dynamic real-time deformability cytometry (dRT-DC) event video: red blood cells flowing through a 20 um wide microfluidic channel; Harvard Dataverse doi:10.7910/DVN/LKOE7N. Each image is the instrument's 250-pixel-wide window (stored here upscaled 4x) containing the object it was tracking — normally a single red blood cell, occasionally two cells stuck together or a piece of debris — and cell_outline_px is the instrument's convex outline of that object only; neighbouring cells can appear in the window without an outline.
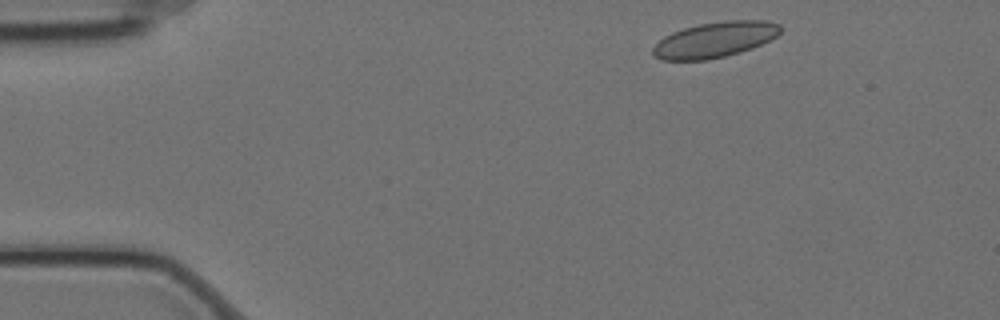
{"species": "Egyptian fruit bat (a non-hibernating species)", "species_latin": "Rousettus aegyptiacus", "temperature_condition": "cold", "stored_images_in_passage": 8, "camera_frame_rate_fps": 3000, "um_per_image_px": 0.085, "animal": {"sex": "female"}, "frame": {"image": 1, "passage_image": 1, "time_ms": 0.0, "image_size_px": [1000, 320], "cell_outline_px": [[780, 32], [776, 36], [752, 48], [740, 52], [708, 60], [660, 60], [652, 52], [652, 48], [664, 36], [672, 32], [684, 28], [700, 24], [728, 20], [764, 20], [780, 24]], "centroid_in_image_um": [60.75, 3.37], "position_along_channel_um": 24.3, "area_um2": 26.18}}
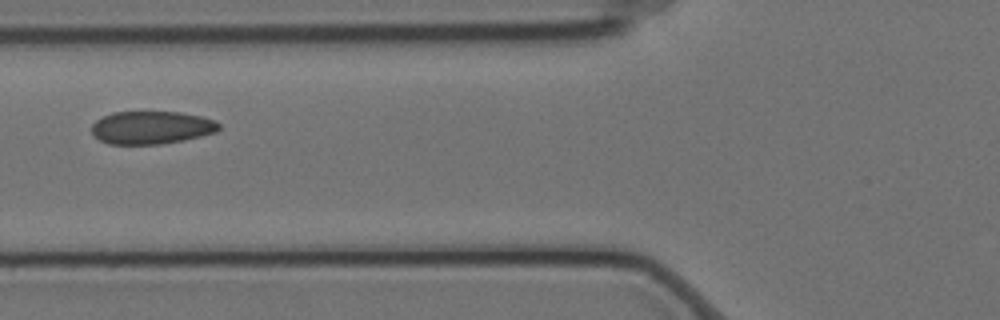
{"frame": {"image": 2, "passage_image": 5, "time_ms": 1.333, "image_size_px": [1000, 320], "cell_outline_px": [[220, 128], [216, 132], [184, 140], [160, 144], [108, 144], [92, 136], [92, 124], [96, 120], [104, 116], [116, 112], [180, 112], [200, 116], [216, 120], [220, 124]], "centroid_in_image_um": [12.87, 10.85], "position_along_channel_um": 112.9, "area_um2": 24.45}}
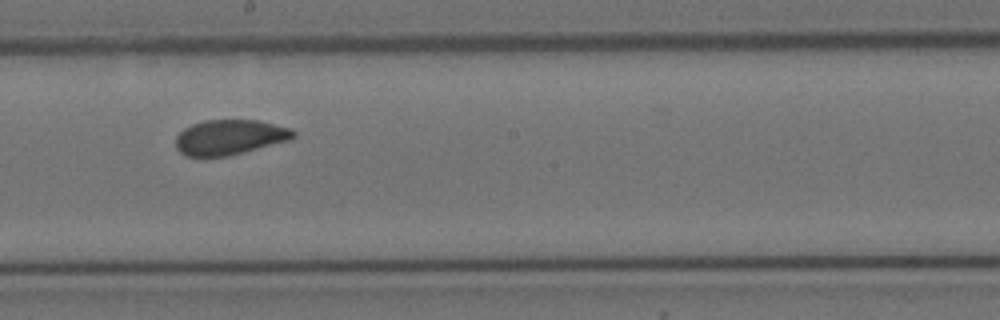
{"frame": {"image": 3, "passage_image": 8, "time_ms": 2.333, "image_size_px": [1000, 320], "cell_outline_px": [[296, 136], [288, 140], [228, 156], [184, 156], [176, 148], [176, 136], [184, 128], [192, 124], [204, 120], [260, 120], [292, 128], [296, 132]], "centroid_in_image_um": [19.52, 11.65], "position_along_channel_um": 228.7, "area_um2": 24.04}}